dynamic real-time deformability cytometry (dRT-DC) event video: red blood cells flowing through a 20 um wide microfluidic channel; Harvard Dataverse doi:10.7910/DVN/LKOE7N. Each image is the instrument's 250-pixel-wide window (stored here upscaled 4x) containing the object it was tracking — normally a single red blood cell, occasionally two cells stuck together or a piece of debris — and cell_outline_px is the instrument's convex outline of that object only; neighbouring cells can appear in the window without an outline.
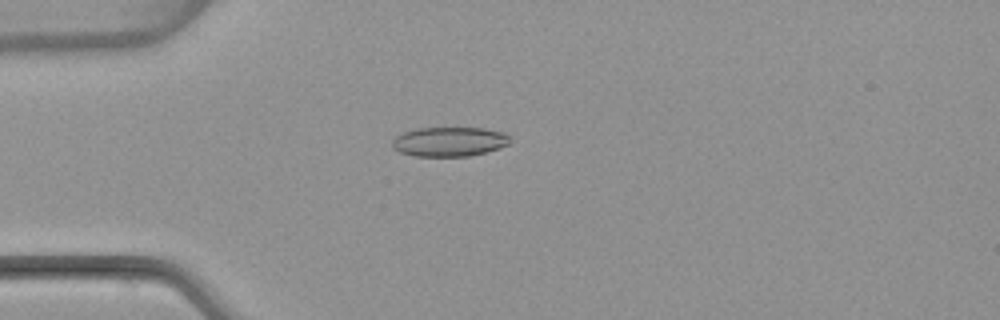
{"species": "common noctule bat (a hibernating species)", "species_latin": "Nyctalus noctula", "temperature_condition": "warm", "stored_images_in_passage": 3, "camera_frame_rate_fps": 3000, "um_per_image_px": 0.085, "animal": {"sex": "female", "body_mass_g": 22.7, "forearm_length_mm": 54.2}, "frame": {"image": 1, "passage_image": 3, "time_ms": 2.333, "image_size_px": [1000, 320], "cell_outline_px": [[508, 144], [500, 148], [468, 156], [416, 156], [400, 152], [392, 148], [392, 140], [396, 136], [404, 132], [416, 128], [484, 128], [504, 132], [508, 136]], "centroid_in_image_um": [38.16, 12.04], "position_along_channel_um": 46.8, "area_um2": 20.11}}